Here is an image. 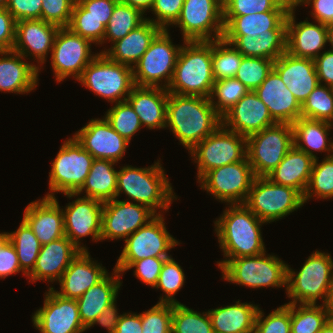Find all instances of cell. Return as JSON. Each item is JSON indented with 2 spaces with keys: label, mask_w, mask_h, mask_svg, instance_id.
I'll use <instances>...</instances> for the list:
<instances>
[{
  "label": "cell",
  "mask_w": 333,
  "mask_h": 333,
  "mask_svg": "<svg viewBox=\"0 0 333 333\" xmlns=\"http://www.w3.org/2000/svg\"><path fill=\"white\" fill-rule=\"evenodd\" d=\"M92 42L73 33L68 27L59 28L51 52V67L57 82L72 76L78 80L84 68L98 55L91 54Z\"/></svg>",
  "instance_id": "obj_16"
},
{
  "label": "cell",
  "mask_w": 333,
  "mask_h": 333,
  "mask_svg": "<svg viewBox=\"0 0 333 333\" xmlns=\"http://www.w3.org/2000/svg\"><path fill=\"white\" fill-rule=\"evenodd\" d=\"M168 180L159 160L146 168L123 166L117 172L116 198L123 192L128 196L127 201L132 199L161 214L162 209L166 212L177 199ZM158 209L161 212L157 213Z\"/></svg>",
  "instance_id": "obj_4"
},
{
  "label": "cell",
  "mask_w": 333,
  "mask_h": 333,
  "mask_svg": "<svg viewBox=\"0 0 333 333\" xmlns=\"http://www.w3.org/2000/svg\"><path fill=\"white\" fill-rule=\"evenodd\" d=\"M145 21L146 18H144V14L140 10L119 0L106 26L103 44L107 39H109V42L114 43L124 38Z\"/></svg>",
  "instance_id": "obj_39"
},
{
  "label": "cell",
  "mask_w": 333,
  "mask_h": 333,
  "mask_svg": "<svg viewBox=\"0 0 333 333\" xmlns=\"http://www.w3.org/2000/svg\"><path fill=\"white\" fill-rule=\"evenodd\" d=\"M267 106L254 91L245 94L223 117L222 125L244 137L275 125Z\"/></svg>",
  "instance_id": "obj_21"
},
{
  "label": "cell",
  "mask_w": 333,
  "mask_h": 333,
  "mask_svg": "<svg viewBox=\"0 0 333 333\" xmlns=\"http://www.w3.org/2000/svg\"><path fill=\"white\" fill-rule=\"evenodd\" d=\"M273 69L301 105L319 84L313 59L298 58L285 52L274 60Z\"/></svg>",
  "instance_id": "obj_28"
},
{
  "label": "cell",
  "mask_w": 333,
  "mask_h": 333,
  "mask_svg": "<svg viewBox=\"0 0 333 333\" xmlns=\"http://www.w3.org/2000/svg\"><path fill=\"white\" fill-rule=\"evenodd\" d=\"M331 127L327 121L298 118L292 124L294 146L314 159V151H327V157L333 156V142L328 137Z\"/></svg>",
  "instance_id": "obj_36"
},
{
  "label": "cell",
  "mask_w": 333,
  "mask_h": 333,
  "mask_svg": "<svg viewBox=\"0 0 333 333\" xmlns=\"http://www.w3.org/2000/svg\"><path fill=\"white\" fill-rule=\"evenodd\" d=\"M253 169L248 158L208 171L198 182L201 189L227 205L244 204L253 180Z\"/></svg>",
  "instance_id": "obj_14"
},
{
  "label": "cell",
  "mask_w": 333,
  "mask_h": 333,
  "mask_svg": "<svg viewBox=\"0 0 333 333\" xmlns=\"http://www.w3.org/2000/svg\"><path fill=\"white\" fill-rule=\"evenodd\" d=\"M0 91L24 94L36 88L41 67L24 62L14 50L0 51Z\"/></svg>",
  "instance_id": "obj_29"
},
{
  "label": "cell",
  "mask_w": 333,
  "mask_h": 333,
  "mask_svg": "<svg viewBox=\"0 0 333 333\" xmlns=\"http://www.w3.org/2000/svg\"><path fill=\"white\" fill-rule=\"evenodd\" d=\"M107 274L102 264L92 260L88 250L80 251L62 274L59 280L60 291L55 292L61 297L77 300Z\"/></svg>",
  "instance_id": "obj_26"
},
{
  "label": "cell",
  "mask_w": 333,
  "mask_h": 333,
  "mask_svg": "<svg viewBox=\"0 0 333 333\" xmlns=\"http://www.w3.org/2000/svg\"><path fill=\"white\" fill-rule=\"evenodd\" d=\"M168 31L162 29L139 61L132 65L135 86L167 89L170 85L181 45L173 44Z\"/></svg>",
  "instance_id": "obj_8"
},
{
  "label": "cell",
  "mask_w": 333,
  "mask_h": 333,
  "mask_svg": "<svg viewBox=\"0 0 333 333\" xmlns=\"http://www.w3.org/2000/svg\"><path fill=\"white\" fill-rule=\"evenodd\" d=\"M23 220L42 245L65 236L63 211L56 197H43L28 204Z\"/></svg>",
  "instance_id": "obj_24"
},
{
  "label": "cell",
  "mask_w": 333,
  "mask_h": 333,
  "mask_svg": "<svg viewBox=\"0 0 333 333\" xmlns=\"http://www.w3.org/2000/svg\"><path fill=\"white\" fill-rule=\"evenodd\" d=\"M259 308L254 333H291V304H284L269 313L265 318Z\"/></svg>",
  "instance_id": "obj_52"
},
{
  "label": "cell",
  "mask_w": 333,
  "mask_h": 333,
  "mask_svg": "<svg viewBox=\"0 0 333 333\" xmlns=\"http://www.w3.org/2000/svg\"><path fill=\"white\" fill-rule=\"evenodd\" d=\"M265 223L276 222L304 205L303 196L267 177H255L244 203Z\"/></svg>",
  "instance_id": "obj_11"
},
{
  "label": "cell",
  "mask_w": 333,
  "mask_h": 333,
  "mask_svg": "<svg viewBox=\"0 0 333 333\" xmlns=\"http://www.w3.org/2000/svg\"><path fill=\"white\" fill-rule=\"evenodd\" d=\"M313 196L317 199L333 198V156H326L321 163H318V158L314 160L310 179L303 195L304 204Z\"/></svg>",
  "instance_id": "obj_43"
},
{
  "label": "cell",
  "mask_w": 333,
  "mask_h": 333,
  "mask_svg": "<svg viewBox=\"0 0 333 333\" xmlns=\"http://www.w3.org/2000/svg\"><path fill=\"white\" fill-rule=\"evenodd\" d=\"M104 118L116 132L129 142L142 126L138 114L127 100L118 102L114 107L108 109Z\"/></svg>",
  "instance_id": "obj_48"
},
{
  "label": "cell",
  "mask_w": 333,
  "mask_h": 333,
  "mask_svg": "<svg viewBox=\"0 0 333 333\" xmlns=\"http://www.w3.org/2000/svg\"><path fill=\"white\" fill-rule=\"evenodd\" d=\"M8 0H0V8H6Z\"/></svg>",
  "instance_id": "obj_71"
},
{
  "label": "cell",
  "mask_w": 333,
  "mask_h": 333,
  "mask_svg": "<svg viewBox=\"0 0 333 333\" xmlns=\"http://www.w3.org/2000/svg\"><path fill=\"white\" fill-rule=\"evenodd\" d=\"M243 55L224 38L212 41V71L215 81L234 78Z\"/></svg>",
  "instance_id": "obj_42"
},
{
  "label": "cell",
  "mask_w": 333,
  "mask_h": 333,
  "mask_svg": "<svg viewBox=\"0 0 333 333\" xmlns=\"http://www.w3.org/2000/svg\"><path fill=\"white\" fill-rule=\"evenodd\" d=\"M248 92L249 89L235 77L222 79L214 82L209 100L222 118Z\"/></svg>",
  "instance_id": "obj_45"
},
{
  "label": "cell",
  "mask_w": 333,
  "mask_h": 333,
  "mask_svg": "<svg viewBox=\"0 0 333 333\" xmlns=\"http://www.w3.org/2000/svg\"><path fill=\"white\" fill-rule=\"evenodd\" d=\"M287 29H272L267 33L223 35V38L243 55L276 60L286 52Z\"/></svg>",
  "instance_id": "obj_32"
},
{
  "label": "cell",
  "mask_w": 333,
  "mask_h": 333,
  "mask_svg": "<svg viewBox=\"0 0 333 333\" xmlns=\"http://www.w3.org/2000/svg\"><path fill=\"white\" fill-rule=\"evenodd\" d=\"M171 333H214L207 312H197L186 305L173 304Z\"/></svg>",
  "instance_id": "obj_44"
},
{
  "label": "cell",
  "mask_w": 333,
  "mask_h": 333,
  "mask_svg": "<svg viewBox=\"0 0 333 333\" xmlns=\"http://www.w3.org/2000/svg\"><path fill=\"white\" fill-rule=\"evenodd\" d=\"M15 31L16 20L6 8H0V51L13 49Z\"/></svg>",
  "instance_id": "obj_59"
},
{
  "label": "cell",
  "mask_w": 333,
  "mask_h": 333,
  "mask_svg": "<svg viewBox=\"0 0 333 333\" xmlns=\"http://www.w3.org/2000/svg\"><path fill=\"white\" fill-rule=\"evenodd\" d=\"M274 60L243 56L235 78L249 91H255L272 71Z\"/></svg>",
  "instance_id": "obj_51"
},
{
  "label": "cell",
  "mask_w": 333,
  "mask_h": 333,
  "mask_svg": "<svg viewBox=\"0 0 333 333\" xmlns=\"http://www.w3.org/2000/svg\"><path fill=\"white\" fill-rule=\"evenodd\" d=\"M103 202L89 197H78L68 203L63 211L65 236L81 251H87L81 238L91 236L101 241Z\"/></svg>",
  "instance_id": "obj_19"
},
{
  "label": "cell",
  "mask_w": 333,
  "mask_h": 333,
  "mask_svg": "<svg viewBox=\"0 0 333 333\" xmlns=\"http://www.w3.org/2000/svg\"><path fill=\"white\" fill-rule=\"evenodd\" d=\"M325 306L328 309L331 318H333V279L330 285L329 294Z\"/></svg>",
  "instance_id": "obj_66"
},
{
  "label": "cell",
  "mask_w": 333,
  "mask_h": 333,
  "mask_svg": "<svg viewBox=\"0 0 333 333\" xmlns=\"http://www.w3.org/2000/svg\"><path fill=\"white\" fill-rule=\"evenodd\" d=\"M77 81L111 103L125 101L135 87L132 67L112 61L101 52Z\"/></svg>",
  "instance_id": "obj_7"
},
{
  "label": "cell",
  "mask_w": 333,
  "mask_h": 333,
  "mask_svg": "<svg viewBox=\"0 0 333 333\" xmlns=\"http://www.w3.org/2000/svg\"><path fill=\"white\" fill-rule=\"evenodd\" d=\"M314 158L293 146L266 177L280 185L296 189L302 196L308 185Z\"/></svg>",
  "instance_id": "obj_34"
},
{
  "label": "cell",
  "mask_w": 333,
  "mask_h": 333,
  "mask_svg": "<svg viewBox=\"0 0 333 333\" xmlns=\"http://www.w3.org/2000/svg\"><path fill=\"white\" fill-rule=\"evenodd\" d=\"M23 272L14 245L8 241L0 250V278Z\"/></svg>",
  "instance_id": "obj_60"
},
{
  "label": "cell",
  "mask_w": 333,
  "mask_h": 333,
  "mask_svg": "<svg viewBox=\"0 0 333 333\" xmlns=\"http://www.w3.org/2000/svg\"><path fill=\"white\" fill-rule=\"evenodd\" d=\"M173 304L157 303L140 313L142 333H171Z\"/></svg>",
  "instance_id": "obj_53"
},
{
  "label": "cell",
  "mask_w": 333,
  "mask_h": 333,
  "mask_svg": "<svg viewBox=\"0 0 333 333\" xmlns=\"http://www.w3.org/2000/svg\"><path fill=\"white\" fill-rule=\"evenodd\" d=\"M247 158L256 177H266L294 146L292 124L276 123L246 138Z\"/></svg>",
  "instance_id": "obj_9"
},
{
  "label": "cell",
  "mask_w": 333,
  "mask_h": 333,
  "mask_svg": "<svg viewBox=\"0 0 333 333\" xmlns=\"http://www.w3.org/2000/svg\"><path fill=\"white\" fill-rule=\"evenodd\" d=\"M162 29L146 20L124 38L115 41L109 49L101 51L110 60L132 67L147 51L151 41Z\"/></svg>",
  "instance_id": "obj_33"
},
{
  "label": "cell",
  "mask_w": 333,
  "mask_h": 333,
  "mask_svg": "<svg viewBox=\"0 0 333 333\" xmlns=\"http://www.w3.org/2000/svg\"><path fill=\"white\" fill-rule=\"evenodd\" d=\"M185 274L182 267L172 257L166 259L162 265L157 284L154 288L166 295L159 298V303L180 304L174 296L183 287Z\"/></svg>",
  "instance_id": "obj_49"
},
{
  "label": "cell",
  "mask_w": 333,
  "mask_h": 333,
  "mask_svg": "<svg viewBox=\"0 0 333 333\" xmlns=\"http://www.w3.org/2000/svg\"><path fill=\"white\" fill-rule=\"evenodd\" d=\"M266 252L227 260L219 269L230 283L253 289L287 287V266L283 260Z\"/></svg>",
  "instance_id": "obj_6"
},
{
  "label": "cell",
  "mask_w": 333,
  "mask_h": 333,
  "mask_svg": "<svg viewBox=\"0 0 333 333\" xmlns=\"http://www.w3.org/2000/svg\"><path fill=\"white\" fill-rule=\"evenodd\" d=\"M319 84L333 87V51L326 50L314 59Z\"/></svg>",
  "instance_id": "obj_62"
},
{
  "label": "cell",
  "mask_w": 333,
  "mask_h": 333,
  "mask_svg": "<svg viewBox=\"0 0 333 333\" xmlns=\"http://www.w3.org/2000/svg\"><path fill=\"white\" fill-rule=\"evenodd\" d=\"M6 9L16 22L42 19V0H8Z\"/></svg>",
  "instance_id": "obj_57"
},
{
  "label": "cell",
  "mask_w": 333,
  "mask_h": 333,
  "mask_svg": "<svg viewBox=\"0 0 333 333\" xmlns=\"http://www.w3.org/2000/svg\"><path fill=\"white\" fill-rule=\"evenodd\" d=\"M120 276L122 275L116 269H113L112 275L108 273L76 300L80 320L86 329L90 328L107 306L117 301L118 291L122 284Z\"/></svg>",
  "instance_id": "obj_31"
},
{
  "label": "cell",
  "mask_w": 333,
  "mask_h": 333,
  "mask_svg": "<svg viewBox=\"0 0 333 333\" xmlns=\"http://www.w3.org/2000/svg\"><path fill=\"white\" fill-rule=\"evenodd\" d=\"M122 2L135 7L140 10L143 14L146 10H150L153 6L154 0H121Z\"/></svg>",
  "instance_id": "obj_65"
},
{
  "label": "cell",
  "mask_w": 333,
  "mask_h": 333,
  "mask_svg": "<svg viewBox=\"0 0 333 333\" xmlns=\"http://www.w3.org/2000/svg\"><path fill=\"white\" fill-rule=\"evenodd\" d=\"M164 220L163 214H157L124 239L125 246L114 269L121 274L132 262L149 257H172L168 251L180 243L167 231Z\"/></svg>",
  "instance_id": "obj_13"
},
{
  "label": "cell",
  "mask_w": 333,
  "mask_h": 333,
  "mask_svg": "<svg viewBox=\"0 0 333 333\" xmlns=\"http://www.w3.org/2000/svg\"><path fill=\"white\" fill-rule=\"evenodd\" d=\"M170 257H149L132 262L126 269L136 268L134 276L148 286L155 287L157 284L162 265Z\"/></svg>",
  "instance_id": "obj_56"
},
{
  "label": "cell",
  "mask_w": 333,
  "mask_h": 333,
  "mask_svg": "<svg viewBox=\"0 0 333 333\" xmlns=\"http://www.w3.org/2000/svg\"><path fill=\"white\" fill-rule=\"evenodd\" d=\"M291 0H230L223 8L224 27L235 17L264 13L272 10H290Z\"/></svg>",
  "instance_id": "obj_46"
},
{
  "label": "cell",
  "mask_w": 333,
  "mask_h": 333,
  "mask_svg": "<svg viewBox=\"0 0 333 333\" xmlns=\"http://www.w3.org/2000/svg\"><path fill=\"white\" fill-rule=\"evenodd\" d=\"M181 45L169 93L210 97L215 82L212 41H184Z\"/></svg>",
  "instance_id": "obj_3"
},
{
  "label": "cell",
  "mask_w": 333,
  "mask_h": 333,
  "mask_svg": "<svg viewBox=\"0 0 333 333\" xmlns=\"http://www.w3.org/2000/svg\"><path fill=\"white\" fill-rule=\"evenodd\" d=\"M73 137L94 159L110 160L115 163L123 158L130 144L105 118L91 119Z\"/></svg>",
  "instance_id": "obj_20"
},
{
  "label": "cell",
  "mask_w": 333,
  "mask_h": 333,
  "mask_svg": "<svg viewBox=\"0 0 333 333\" xmlns=\"http://www.w3.org/2000/svg\"><path fill=\"white\" fill-rule=\"evenodd\" d=\"M168 91L161 87L135 86L127 101L148 129L166 128Z\"/></svg>",
  "instance_id": "obj_30"
},
{
  "label": "cell",
  "mask_w": 333,
  "mask_h": 333,
  "mask_svg": "<svg viewBox=\"0 0 333 333\" xmlns=\"http://www.w3.org/2000/svg\"><path fill=\"white\" fill-rule=\"evenodd\" d=\"M118 314L119 313L116 308V303L114 302L103 310V312L95 319V321L90 327L98 324L106 328L108 333H114L117 327L118 320L121 317V315Z\"/></svg>",
  "instance_id": "obj_64"
},
{
  "label": "cell",
  "mask_w": 333,
  "mask_h": 333,
  "mask_svg": "<svg viewBox=\"0 0 333 333\" xmlns=\"http://www.w3.org/2000/svg\"><path fill=\"white\" fill-rule=\"evenodd\" d=\"M9 241L14 245L21 270L27 277L35 267L42 244L29 225L22 219L19 228L9 233Z\"/></svg>",
  "instance_id": "obj_40"
},
{
  "label": "cell",
  "mask_w": 333,
  "mask_h": 333,
  "mask_svg": "<svg viewBox=\"0 0 333 333\" xmlns=\"http://www.w3.org/2000/svg\"><path fill=\"white\" fill-rule=\"evenodd\" d=\"M254 92L276 123L293 124L301 117V104L274 69Z\"/></svg>",
  "instance_id": "obj_25"
},
{
  "label": "cell",
  "mask_w": 333,
  "mask_h": 333,
  "mask_svg": "<svg viewBox=\"0 0 333 333\" xmlns=\"http://www.w3.org/2000/svg\"><path fill=\"white\" fill-rule=\"evenodd\" d=\"M327 27H333V18H332L331 21L327 24Z\"/></svg>",
  "instance_id": "obj_72"
},
{
  "label": "cell",
  "mask_w": 333,
  "mask_h": 333,
  "mask_svg": "<svg viewBox=\"0 0 333 333\" xmlns=\"http://www.w3.org/2000/svg\"><path fill=\"white\" fill-rule=\"evenodd\" d=\"M295 11L296 7L293 5L287 14L286 52L298 58L314 60L328 43L327 25L311 23L308 18L296 23Z\"/></svg>",
  "instance_id": "obj_23"
},
{
  "label": "cell",
  "mask_w": 333,
  "mask_h": 333,
  "mask_svg": "<svg viewBox=\"0 0 333 333\" xmlns=\"http://www.w3.org/2000/svg\"><path fill=\"white\" fill-rule=\"evenodd\" d=\"M184 1L185 0H154L150 10L155 14L156 19L146 18V20L151 21L161 29L168 30V27L173 25L179 18Z\"/></svg>",
  "instance_id": "obj_55"
},
{
  "label": "cell",
  "mask_w": 333,
  "mask_h": 333,
  "mask_svg": "<svg viewBox=\"0 0 333 333\" xmlns=\"http://www.w3.org/2000/svg\"><path fill=\"white\" fill-rule=\"evenodd\" d=\"M115 162L103 159H94L84 184L76 193H65L69 199L80 196L85 191L84 197L97 199L102 202L116 198L117 170Z\"/></svg>",
  "instance_id": "obj_37"
},
{
  "label": "cell",
  "mask_w": 333,
  "mask_h": 333,
  "mask_svg": "<svg viewBox=\"0 0 333 333\" xmlns=\"http://www.w3.org/2000/svg\"><path fill=\"white\" fill-rule=\"evenodd\" d=\"M80 251L66 236L42 245L35 267L27 279L34 283L37 280L59 281Z\"/></svg>",
  "instance_id": "obj_27"
},
{
  "label": "cell",
  "mask_w": 333,
  "mask_h": 333,
  "mask_svg": "<svg viewBox=\"0 0 333 333\" xmlns=\"http://www.w3.org/2000/svg\"><path fill=\"white\" fill-rule=\"evenodd\" d=\"M157 214L149 207L117 198L103 202L101 240L127 239Z\"/></svg>",
  "instance_id": "obj_17"
},
{
  "label": "cell",
  "mask_w": 333,
  "mask_h": 333,
  "mask_svg": "<svg viewBox=\"0 0 333 333\" xmlns=\"http://www.w3.org/2000/svg\"><path fill=\"white\" fill-rule=\"evenodd\" d=\"M114 333H142L140 314L123 313L118 320Z\"/></svg>",
  "instance_id": "obj_63"
},
{
  "label": "cell",
  "mask_w": 333,
  "mask_h": 333,
  "mask_svg": "<svg viewBox=\"0 0 333 333\" xmlns=\"http://www.w3.org/2000/svg\"><path fill=\"white\" fill-rule=\"evenodd\" d=\"M259 307L236 301L233 305L209 309L214 333H254Z\"/></svg>",
  "instance_id": "obj_35"
},
{
  "label": "cell",
  "mask_w": 333,
  "mask_h": 333,
  "mask_svg": "<svg viewBox=\"0 0 333 333\" xmlns=\"http://www.w3.org/2000/svg\"><path fill=\"white\" fill-rule=\"evenodd\" d=\"M221 124L209 98L168 93L166 127L188 151Z\"/></svg>",
  "instance_id": "obj_1"
},
{
  "label": "cell",
  "mask_w": 333,
  "mask_h": 333,
  "mask_svg": "<svg viewBox=\"0 0 333 333\" xmlns=\"http://www.w3.org/2000/svg\"><path fill=\"white\" fill-rule=\"evenodd\" d=\"M49 287L44 305L32 315L33 326L40 333H83L87 330L79 317L76 300L61 297Z\"/></svg>",
  "instance_id": "obj_18"
},
{
  "label": "cell",
  "mask_w": 333,
  "mask_h": 333,
  "mask_svg": "<svg viewBox=\"0 0 333 333\" xmlns=\"http://www.w3.org/2000/svg\"><path fill=\"white\" fill-rule=\"evenodd\" d=\"M59 26L45 22L42 19L21 20L16 22L14 51L21 54L25 60L28 56L37 59L41 65L46 62V56L52 52L55 36Z\"/></svg>",
  "instance_id": "obj_22"
},
{
  "label": "cell",
  "mask_w": 333,
  "mask_h": 333,
  "mask_svg": "<svg viewBox=\"0 0 333 333\" xmlns=\"http://www.w3.org/2000/svg\"><path fill=\"white\" fill-rule=\"evenodd\" d=\"M319 333H333V318H330Z\"/></svg>",
  "instance_id": "obj_67"
},
{
  "label": "cell",
  "mask_w": 333,
  "mask_h": 333,
  "mask_svg": "<svg viewBox=\"0 0 333 333\" xmlns=\"http://www.w3.org/2000/svg\"><path fill=\"white\" fill-rule=\"evenodd\" d=\"M224 260L217 261L220 268L227 260L256 256L265 251L261 226L265 224L245 204H230L214 222Z\"/></svg>",
  "instance_id": "obj_2"
},
{
  "label": "cell",
  "mask_w": 333,
  "mask_h": 333,
  "mask_svg": "<svg viewBox=\"0 0 333 333\" xmlns=\"http://www.w3.org/2000/svg\"><path fill=\"white\" fill-rule=\"evenodd\" d=\"M301 117L332 122L333 87L318 84L301 105Z\"/></svg>",
  "instance_id": "obj_47"
},
{
  "label": "cell",
  "mask_w": 333,
  "mask_h": 333,
  "mask_svg": "<svg viewBox=\"0 0 333 333\" xmlns=\"http://www.w3.org/2000/svg\"><path fill=\"white\" fill-rule=\"evenodd\" d=\"M222 9L230 0H214Z\"/></svg>",
  "instance_id": "obj_70"
},
{
  "label": "cell",
  "mask_w": 333,
  "mask_h": 333,
  "mask_svg": "<svg viewBox=\"0 0 333 333\" xmlns=\"http://www.w3.org/2000/svg\"><path fill=\"white\" fill-rule=\"evenodd\" d=\"M174 25L183 41L217 40L224 34L223 9L214 0H185Z\"/></svg>",
  "instance_id": "obj_15"
},
{
  "label": "cell",
  "mask_w": 333,
  "mask_h": 333,
  "mask_svg": "<svg viewBox=\"0 0 333 333\" xmlns=\"http://www.w3.org/2000/svg\"><path fill=\"white\" fill-rule=\"evenodd\" d=\"M68 28L95 45L103 44L106 27L95 17L86 15V10L77 1L74 3Z\"/></svg>",
  "instance_id": "obj_50"
},
{
  "label": "cell",
  "mask_w": 333,
  "mask_h": 333,
  "mask_svg": "<svg viewBox=\"0 0 333 333\" xmlns=\"http://www.w3.org/2000/svg\"><path fill=\"white\" fill-rule=\"evenodd\" d=\"M76 0H42V20L62 27H68Z\"/></svg>",
  "instance_id": "obj_54"
},
{
  "label": "cell",
  "mask_w": 333,
  "mask_h": 333,
  "mask_svg": "<svg viewBox=\"0 0 333 333\" xmlns=\"http://www.w3.org/2000/svg\"><path fill=\"white\" fill-rule=\"evenodd\" d=\"M289 10H272L264 13L235 16L225 27L223 35L267 33L272 29H287Z\"/></svg>",
  "instance_id": "obj_38"
},
{
  "label": "cell",
  "mask_w": 333,
  "mask_h": 333,
  "mask_svg": "<svg viewBox=\"0 0 333 333\" xmlns=\"http://www.w3.org/2000/svg\"><path fill=\"white\" fill-rule=\"evenodd\" d=\"M333 279V260L330 254L316 250L295 272L287 266L286 293L289 304H317L321 298L325 305Z\"/></svg>",
  "instance_id": "obj_5"
},
{
  "label": "cell",
  "mask_w": 333,
  "mask_h": 333,
  "mask_svg": "<svg viewBox=\"0 0 333 333\" xmlns=\"http://www.w3.org/2000/svg\"><path fill=\"white\" fill-rule=\"evenodd\" d=\"M189 152L197 163L199 181L214 168L244 160L247 157V140L221 124Z\"/></svg>",
  "instance_id": "obj_12"
},
{
  "label": "cell",
  "mask_w": 333,
  "mask_h": 333,
  "mask_svg": "<svg viewBox=\"0 0 333 333\" xmlns=\"http://www.w3.org/2000/svg\"><path fill=\"white\" fill-rule=\"evenodd\" d=\"M85 10L86 15L98 19L106 27L113 9L119 0H76Z\"/></svg>",
  "instance_id": "obj_58"
},
{
  "label": "cell",
  "mask_w": 333,
  "mask_h": 333,
  "mask_svg": "<svg viewBox=\"0 0 333 333\" xmlns=\"http://www.w3.org/2000/svg\"><path fill=\"white\" fill-rule=\"evenodd\" d=\"M303 4L312 7L310 13L316 22L327 25L333 18V0H295L293 2L295 7L303 6Z\"/></svg>",
  "instance_id": "obj_61"
},
{
  "label": "cell",
  "mask_w": 333,
  "mask_h": 333,
  "mask_svg": "<svg viewBox=\"0 0 333 333\" xmlns=\"http://www.w3.org/2000/svg\"><path fill=\"white\" fill-rule=\"evenodd\" d=\"M330 318L323 304H291V333H319Z\"/></svg>",
  "instance_id": "obj_41"
},
{
  "label": "cell",
  "mask_w": 333,
  "mask_h": 333,
  "mask_svg": "<svg viewBox=\"0 0 333 333\" xmlns=\"http://www.w3.org/2000/svg\"><path fill=\"white\" fill-rule=\"evenodd\" d=\"M327 42L331 44V51H333V27H327Z\"/></svg>",
  "instance_id": "obj_69"
},
{
  "label": "cell",
  "mask_w": 333,
  "mask_h": 333,
  "mask_svg": "<svg viewBox=\"0 0 333 333\" xmlns=\"http://www.w3.org/2000/svg\"><path fill=\"white\" fill-rule=\"evenodd\" d=\"M9 241L8 232L0 233V250Z\"/></svg>",
  "instance_id": "obj_68"
},
{
  "label": "cell",
  "mask_w": 333,
  "mask_h": 333,
  "mask_svg": "<svg viewBox=\"0 0 333 333\" xmlns=\"http://www.w3.org/2000/svg\"><path fill=\"white\" fill-rule=\"evenodd\" d=\"M94 157L72 136L63 142L49 172V190L45 197L55 193H76L84 184Z\"/></svg>",
  "instance_id": "obj_10"
}]
</instances>
